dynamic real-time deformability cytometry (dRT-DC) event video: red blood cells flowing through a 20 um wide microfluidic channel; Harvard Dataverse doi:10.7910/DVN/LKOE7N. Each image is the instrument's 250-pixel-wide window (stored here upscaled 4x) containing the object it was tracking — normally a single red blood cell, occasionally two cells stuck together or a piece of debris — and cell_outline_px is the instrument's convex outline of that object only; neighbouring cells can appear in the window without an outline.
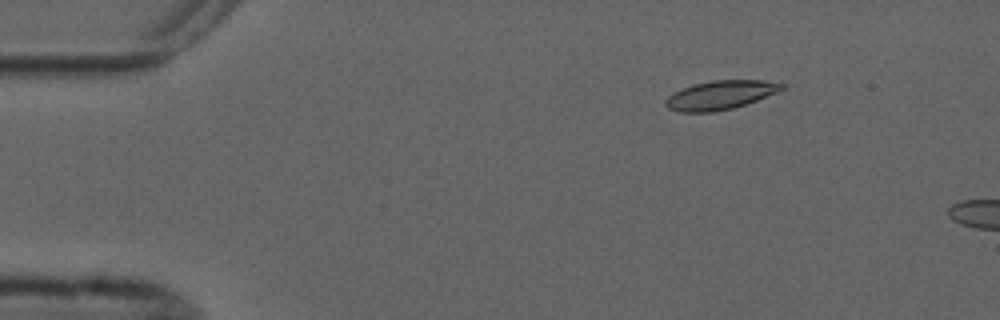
{"species": "common noctule bat (a hibernating species)", "species_latin": "Nyctalus noctula", "temperature_condition": "cold", "stored_images_in_passage": 5, "camera_frame_rate_fps": 3000, "um_per_image_px": 0.085, "animal": {"sex": "male", "forearm_length_mm": 52.5}, "frame": {"image": 1, "passage_image": 3, "time_ms": 2.333, "image_size_px": [1000, 320], "cell_outline_px": [[788, 84], [784, 88], [776, 92], [756, 100], [732, 108], [712, 112], [680, 112], [668, 108], [664, 104], [664, 100], [668, 96], [692, 84], [712, 80], [764, 80]], "centroid_in_image_um": [61.22, 8.07], "position_along_channel_um": 23.8, "area_um2": 19.42}}